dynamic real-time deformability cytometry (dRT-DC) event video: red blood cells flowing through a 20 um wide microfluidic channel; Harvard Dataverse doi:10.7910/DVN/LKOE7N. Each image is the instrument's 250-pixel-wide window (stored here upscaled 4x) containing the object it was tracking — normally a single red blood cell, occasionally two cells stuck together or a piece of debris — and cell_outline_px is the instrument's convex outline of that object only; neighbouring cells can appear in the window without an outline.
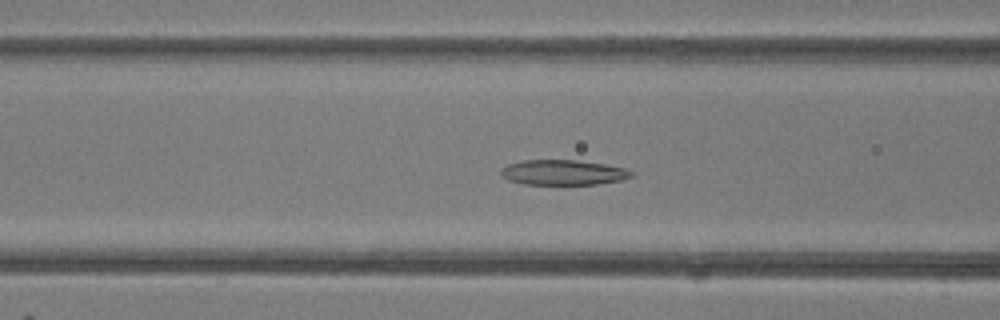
{"species": "common noctule bat (a hibernating species)", "species_latin": "Nyctalus noctula", "temperature_condition": "room temperature", "stored_images_in_passage": 49, "camera_frame_rate_fps": 3000, "um_per_image_px": 0.085, "animal": {"sex": "female"}, "frame": {"image": 1, "passage_image": 19, "time_ms": 6.0, "image_size_px": [1000, 320], "cell_outline_px": [[636, 172], [632, 176], [624, 180], [596, 184], [524, 184], [508, 180], [500, 172], [500, 168], [508, 164], [524, 160], [576, 160], [604, 164], [628, 168]], "centroid_in_image_um": [47.92, 14.65], "position_along_channel_um": 118.7, "area_um2": 19.25}}
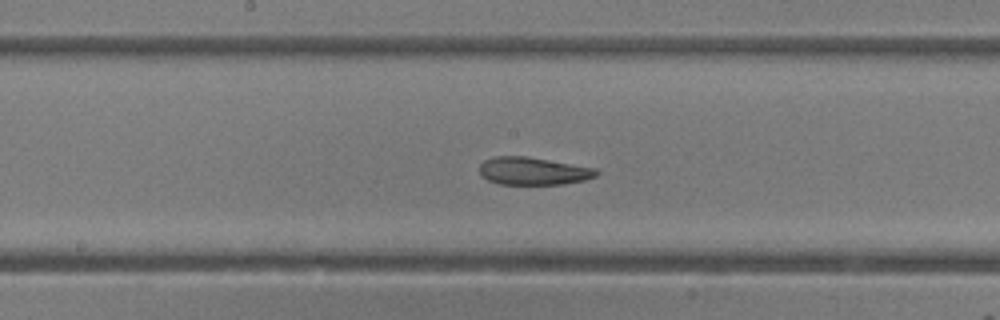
{"frame": {"image": 2, "passage_image": 25, "time_ms": 8.0, "image_size_px": [1000, 320], "cell_outline_px": [[600, 172], [596, 176], [584, 180], [564, 184], [500, 184], [488, 180], [480, 172], [480, 164], [484, 160], [496, 156], [528, 156], [596, 168]], "centroid_in_image_um": [45.35, 14.53], "position_along_channel_um": 202.9, "area_um2": 18.84}}
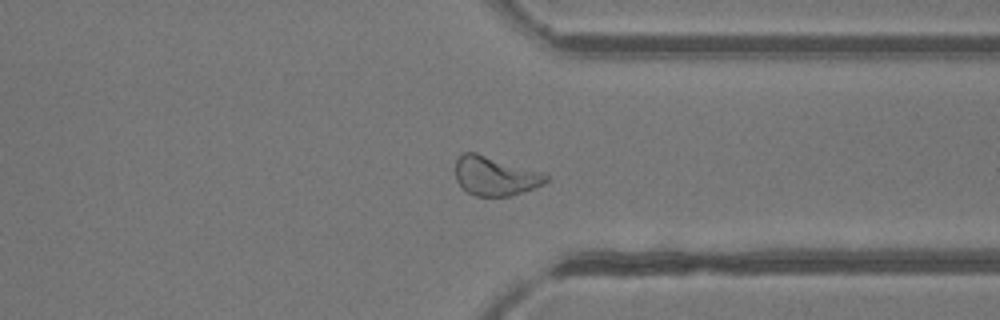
{"frame": {"image": 3, "passage_image": 37, "time_ms": 12.0, "image_size_px": [1000, 320], "cell_outline_px": [[548, 180], [544, 184], [512, 196], [476, 196], [468, 192], [456, 180], [456, 160], [464, 152], [476, 152], [544, 172], [548, 176]], "centroid_in_image_um": [42.12, 14.95], "position_along_channel_um": 369.3, "area_um2": 20.69}, "authors_computed_cell_mechanics": {"area_um2": 22.3686, "velocity_mm_per_s": 4.2041, "shape_relaxation_time_tau1_ms": null, "shape_relaxation_time_tau2_ms": 3.909, "deformation_change_tau1": null, "deformation_change_tau2": 0.1258}}